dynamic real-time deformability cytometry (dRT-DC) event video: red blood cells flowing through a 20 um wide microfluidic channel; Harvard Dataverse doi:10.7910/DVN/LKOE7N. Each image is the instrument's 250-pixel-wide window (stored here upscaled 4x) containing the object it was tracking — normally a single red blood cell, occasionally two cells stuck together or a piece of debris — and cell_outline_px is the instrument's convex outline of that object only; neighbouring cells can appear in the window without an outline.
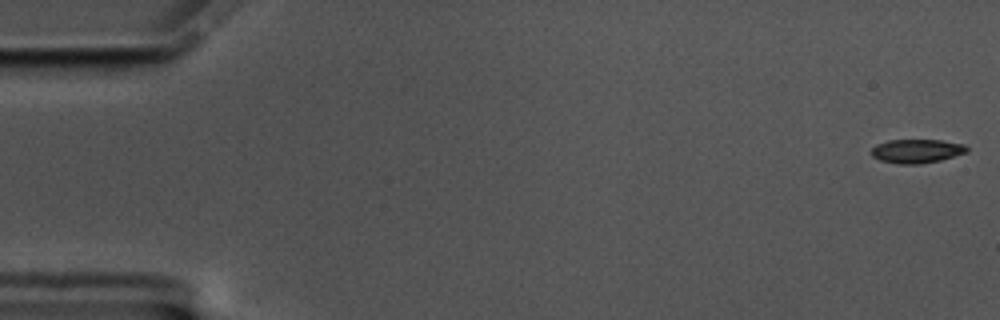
{"species": "common noctule bat (a hibernating species)", "species_latin": "Nyctalus noctula", "temperature_condition": "cold", "stored_images_in_passage": 58, "camera_frame_rate_fps": 3000, "um_per_image_px": 0.085, "animal": {"sex": "male", "body_mass_g": 17.5, "forearm_length_mm": 52.3}, "frame": {"image": 1, "passage_image": 1, "time_ms": 0.0, "image_size_px": [1000, 320], "cell_outline_px": [[968, 152], [940, 160], [920, 164], [900, 164], [880, 160], [872, 156], [872, 148], [876, 144], [888, 140], [940, 140], [964, 144], [968, 148]], "centroid_in_image_um": [77.92, 12.84], "position_along_channel_um": 7.1, "area_um2": 13.24}}
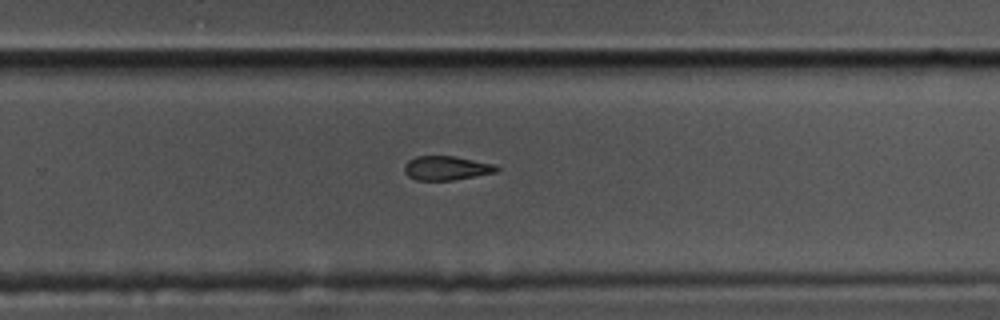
{"frame": {"image": 2, "passage_image": 38, "time_ms": 12.333, "image_size_px": [1000, 320], "cell_outline_px": [[500, 168], [496, 172], [452, 180], [416, 180], [408, 176], [404, 172], [404, 164], [408, 160], [416, 156], [452, 156], [496, 164]], "centroid_in_image_um": [37.92, 14.28], "position_along_channel_um": 291.9, "area_um2": 12.95}}
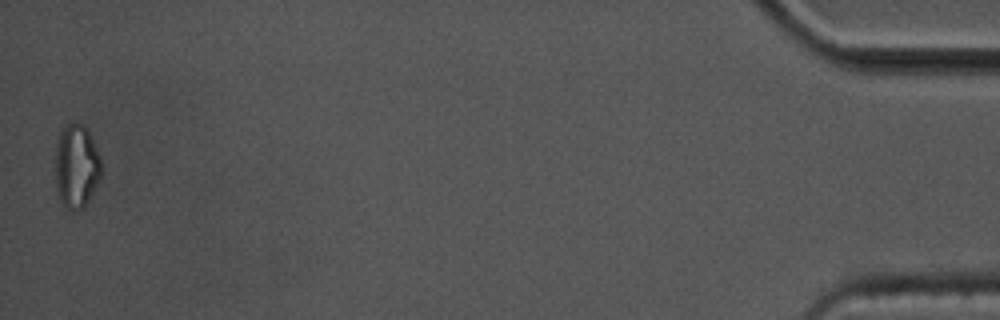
{"frame": {"image": 3, "passage_image": 58, "time_ms": 19.0, "image_size_px": [1000, 320], "cell_outline_px": [[100, 176], [84, 208], [76, 212], [72, 212], [64, 204], [56, 188], [56, 144], [60, 132], [68, 124], [84, 124], [100, 156]], "centroid_in_image_um": [6.49, 14.14], "position_along_channel_um": 428.7, "area_um2": 21.91}, "authors_computed_cell_mechanics": {"area_um2": 14.161, "velocity_mm_per_s": 3.4548, "shape_relaxation_time_tau1_ms": null, "shape_relaxation_time_tau2_ms": 6.5979, "deformation_change_tau1": null, "deformation_change_tau2": 0.1399}}